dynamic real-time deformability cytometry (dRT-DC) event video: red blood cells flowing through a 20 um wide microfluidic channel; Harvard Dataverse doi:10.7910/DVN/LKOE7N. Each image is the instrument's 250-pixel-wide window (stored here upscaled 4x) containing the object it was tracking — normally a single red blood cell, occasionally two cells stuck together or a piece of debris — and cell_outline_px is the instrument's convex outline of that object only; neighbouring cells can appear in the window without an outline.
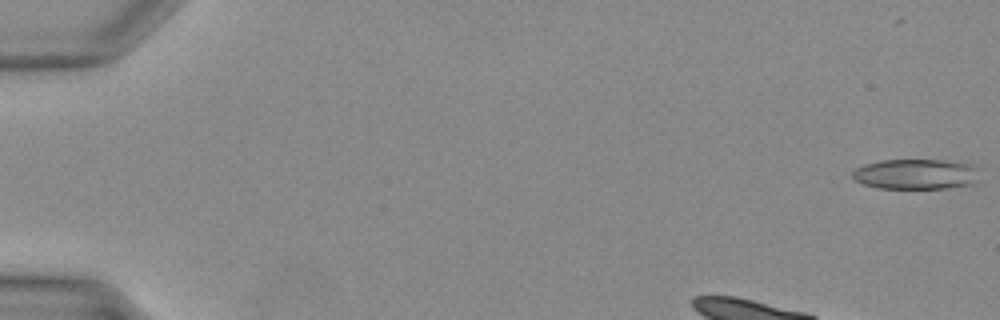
{"species": "Egyptian fruit bat (a non-hibernating species)", "species_latin": "Rousettus aegyptiacus", "temperature_condition": "warm", "stored_images_in_passage": 10, "camera_frame_rate_fps": 3000, "um_per_image_px": 0.085, "animal": {"sex": "female"}, "frame": {"image": 1, "passage_image": 1, "time_ms": 0.0, "image_size_px": [1000, 320], "cell_outline_px": [[976, 168], [972, 184], [948, 188], [880, 188], [864, 184], [856, 180], [852, 176], [852, 172], [856, 168], [864, 164], [880, 160], [944, 160], [968, 164]], "centroid_in_image_um": [77.76, 14.8], "position_along_channel_um": 7.2, "area_um2": 21.96}}